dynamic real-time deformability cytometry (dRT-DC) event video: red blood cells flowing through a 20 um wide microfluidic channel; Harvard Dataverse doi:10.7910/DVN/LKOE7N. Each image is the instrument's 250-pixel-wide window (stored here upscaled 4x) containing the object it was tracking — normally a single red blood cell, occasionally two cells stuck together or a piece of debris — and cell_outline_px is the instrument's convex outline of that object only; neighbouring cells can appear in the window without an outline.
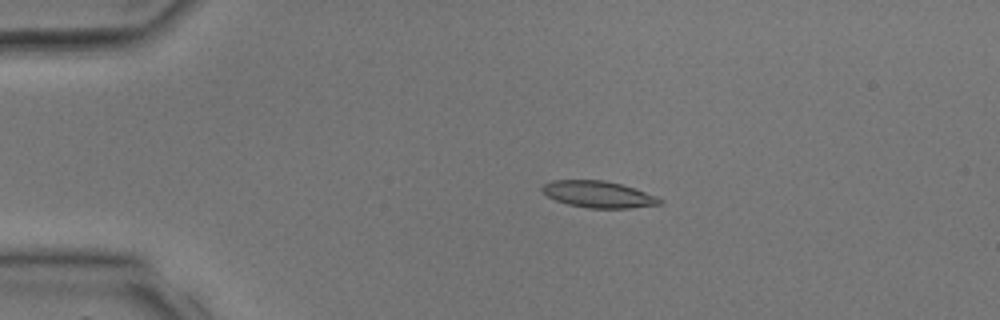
{"species": "common noctule bat (a hibernating species)", "species_latin": "Nyctalus noctula", "temperature_condition": "room temperature", "stored_images_in_passage": 4, "camera_frame_rate_fps": 3000, "um_per_image_px": 0.085, "animal": {"sex": "male", "body_mass_g": 17.9, "forearm_length_mm": 54.2}, "frame": {"image": 1, "passage_image": 3, "time_ms": 2.667, "image_size_px": [1000, 320], "cell_outline_px": [[664, 200], [660, 204], [628, 208], [588, 208], [568, 204], [556, 200], [548, 196], [540, 188], [544, 184], [552, 180], [604, 180], [620, 184], [656, 196]], "centroid_in_image_um": [50.84, 16.52], "position_along_channel_um": 34.2, "area_um2": 17.98}}